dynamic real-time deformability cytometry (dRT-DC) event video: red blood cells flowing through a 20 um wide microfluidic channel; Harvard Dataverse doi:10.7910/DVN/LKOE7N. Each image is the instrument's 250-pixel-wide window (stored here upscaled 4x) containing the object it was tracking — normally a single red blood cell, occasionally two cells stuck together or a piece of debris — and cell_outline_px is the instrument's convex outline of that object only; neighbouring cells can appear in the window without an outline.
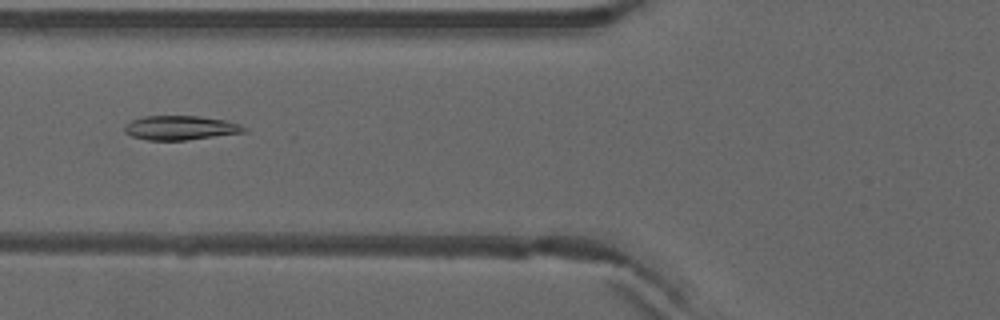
{"species": "common noctule bat (a hibernating species)", "species_latin": "Nyctalus noctula", "temperature_condition": "warm", "stored_images_in_passage": 4, "camera_frame_rate_fps": 3000, "um_per_image_px": 0.085, "animal": {"sex": "male", "forearm_length_mm": 52.5}, "frame": {"image": 1, "passage_image": 3, "time_ms": 0.667, "image_size_px": [1000, 320], "cell_outline_px": [[248, 132], [184, 140], [148, 140], [132, 136], [124, 132], [124, 124], [132, 120], [144, 116], [196, 116], [224, 120], [240, 124], [248, 128]], "centroid_in_image_um": [15.34, 10.86], "position_along_channel_um": 110.5, "area_um2": 16.88}}
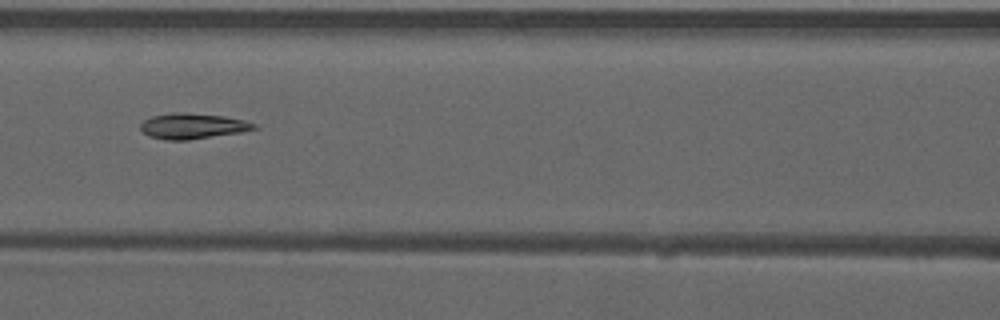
{"frame": {"image": 2, "passage_image": 4, "time_ms": 1.0, "image_size_px": [1000, 320], "cell_outline_px": [[260, 128], [240, 132], [188, 140], [164, 140], [148, 136], [140, 128], [140, 124], [144, 120], [152, 116], [172, 112], [184, 112], [224, 116], [244, 120], [256, 124]], "centroid_in_image_um": [16.36, 10.71], "position_along_channel_um": 150.2, "area_um2": 16.99}}